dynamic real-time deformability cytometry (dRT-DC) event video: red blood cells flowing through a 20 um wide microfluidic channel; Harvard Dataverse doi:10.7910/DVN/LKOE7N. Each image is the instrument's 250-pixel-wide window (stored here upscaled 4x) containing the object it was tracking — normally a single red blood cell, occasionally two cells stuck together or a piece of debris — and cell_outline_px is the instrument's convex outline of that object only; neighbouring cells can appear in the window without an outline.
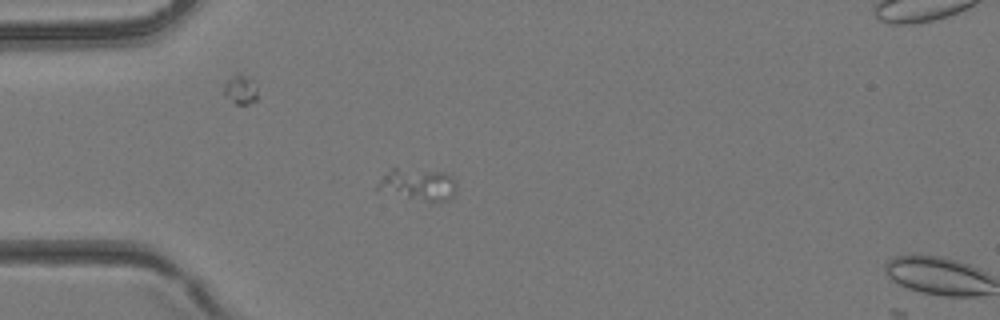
{"species": "common noctule bat (a hibernating species)", "species_latin": "Nyctalus noctula", "temperature_condition": "room temperature", "stored_images_in_passage": 5, "camera_frame_rate_fps": 3000, "um_per_image_px": 0.085, "animal": {"sex": "female", "body_mass_g": 24.6, "forearm_length_mm": 56.2}, "frame": {"image": 1, "passage_image": 4, "time_ms": 1.0, "image_size_px": [1000, 320], "cell_outline_px": [[456, 192], [448, 200], [428, 200], [376, 192], [376, 188], [384, 176], [392, 168], [396, 168], [444, 172], [452, 176], [456, 184]], "centroid_in_image_um": [35.53, 15.67], "position_along_channel_um": 49.5, "area_um2": 14.33}}